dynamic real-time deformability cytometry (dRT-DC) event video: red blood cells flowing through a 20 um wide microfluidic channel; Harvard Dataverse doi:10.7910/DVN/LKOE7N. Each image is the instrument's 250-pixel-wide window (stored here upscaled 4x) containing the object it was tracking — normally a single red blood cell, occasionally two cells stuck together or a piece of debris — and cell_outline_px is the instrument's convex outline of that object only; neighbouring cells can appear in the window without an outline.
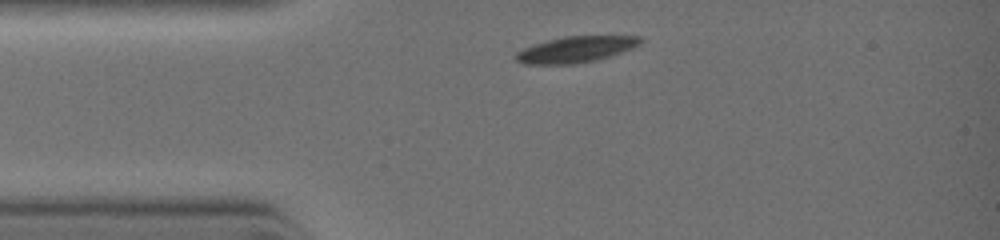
{"species": "common noctule bat (a hibernating species)", "species_latin": "Nyctalus noctula", "temperature_condition": "warm", "stored_images_in_passage": 7, "camera_frame_rate_fps": 3000, "um_per_image_px": 0.085, "animal": {"sex": "female", "body_mass_g": 19.0, "forearm_length_mm": 51.5}, "frame": {"image": 1, "passage_image": 1, "time_ms": 0.0, "image_size_px": [1000, 240], "cell_outline_px": [[644, 40], [640, 44], [632, 48], [596, 60], [572, 64], [524, 64], [516, 60], [512, 56], [516, 52], [524, 48], [548, 40], [564, 36], [640, 36]], "centroid_in_image_um": [48.92, 4.2], "position_along_channel_um": 36.1, "area_um2": 18.79}}
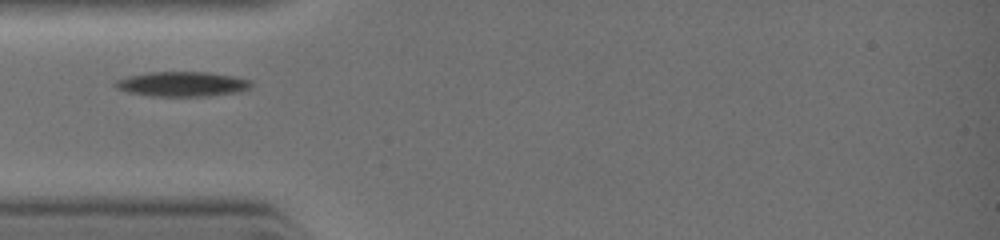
{"frame": {"image": 2, "passage_image": 4, "time_ms": 1.0, "image_size_px": [1000, 240], "cell_outline_px": [[252, 84], [248, 88], [240, 92], [208, 96], [152, 96], [128, 92], [116, 88], [112, 84], [116, 80], [128, 76], [148, 72], [208, 72], [232, 76], [252, 80]], "centroid_in_image_um": [15.48, 7.14], "position_along_channel_um": 69.5, "area_um2": 19.71}}
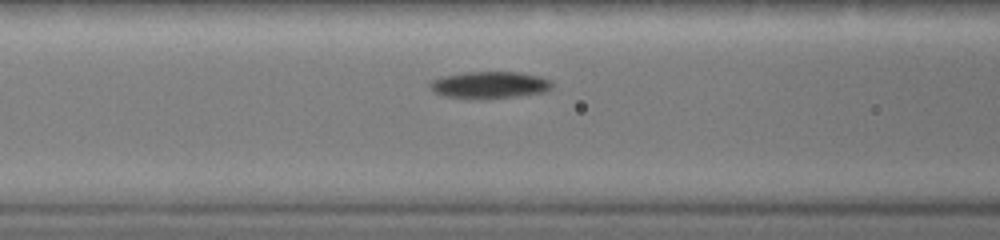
{"frame": {"image": 3, "passage_image": 7, "time_ms": 2.0, "image_size_px": [1000, 240], "cell_outline_px": [[556, 84], [548, 92], [516, 96], [444, 96], [436, 92], [428, 84], [432, 80], [440, 76], [464, 72], [520, 72], [540, 76], [552, 80]], "centroid_in_image_um": [41.73, 7.16], "position_along_channel_um": 124.9, "area_um2": 18.61}}